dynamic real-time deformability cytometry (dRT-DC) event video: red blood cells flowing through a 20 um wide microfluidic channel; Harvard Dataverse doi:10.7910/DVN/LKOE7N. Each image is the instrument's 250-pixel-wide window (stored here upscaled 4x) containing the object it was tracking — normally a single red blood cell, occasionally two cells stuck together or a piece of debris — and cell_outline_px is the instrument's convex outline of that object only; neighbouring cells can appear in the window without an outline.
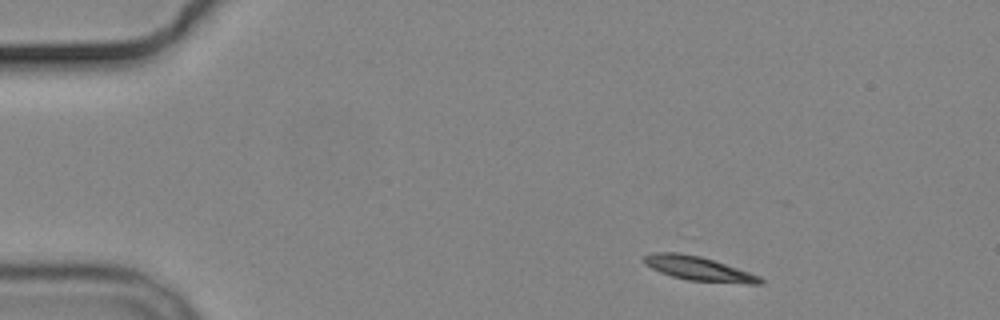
{"species": "common noctule bat (a hibernating species)", "species_latin": "Nyctalus noctula", "temperature_condition": "cold", "stored_images_in_passage": 13, "camera_frame_rate_fps": 3000, "um_per_image_px": 0.085, "animal": {"sex": "male", "body_mass_g": 19.2, "forearm_length_mm": 51.8}, "frame": {"image": 1, "passage_image": 1, "time_ms": 0.0, "image_size_px": [1000, 320], "cell_outline_px": [[764, 284], [744, 284], [688, 280], [672, 276], [660, 272], [644, 264], [644, 256], [652, 252], [688, 252], [760, 276], [764, 280]], "centroid_in_image_um": [59.37, 22.83], "position_along_channel_um": 25.6, "area_um2": 16.42}}
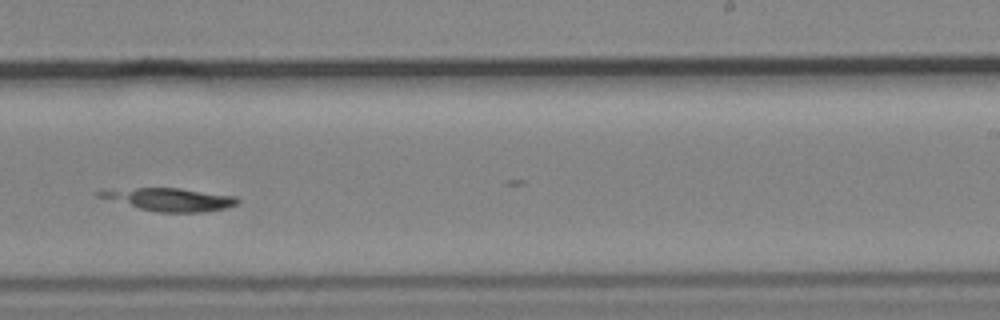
{"frame": {"image": 2, "passage_image": 8, "time_ms": 9.0, "image_size_px": [1000, 320], "cell_outline_px": [[240, 200], [236, 204], [224, 208], [204, 212], [160, 212], [140, 208], [96, 196], [96, 192], [136, 188], [180, 188], [236, 196]], "centroid_in_image_um": [14.5, 16.95], "position_along_channel_um": 274.5, "area_um2": 17.92}}
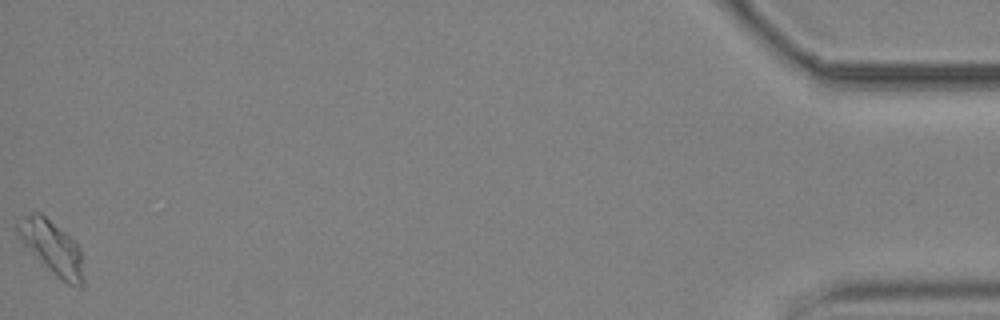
{"frame": {"image": 3, "passage_image": 13, "time_ms": 16.0, "image_size_px": [1000, 320], "cell_outline_px": [[84, 284], [80, 288], [68, 284], [56, 276], [20, 240], [16, 232], [16, 224], [28, 212], [40, 212], [64, 232], [80, 248], [84, 280]], "centroid_in_image_um": [4.42, 21.04], "position_along_channel_um": 430.8, "area_um2": 20.11}}